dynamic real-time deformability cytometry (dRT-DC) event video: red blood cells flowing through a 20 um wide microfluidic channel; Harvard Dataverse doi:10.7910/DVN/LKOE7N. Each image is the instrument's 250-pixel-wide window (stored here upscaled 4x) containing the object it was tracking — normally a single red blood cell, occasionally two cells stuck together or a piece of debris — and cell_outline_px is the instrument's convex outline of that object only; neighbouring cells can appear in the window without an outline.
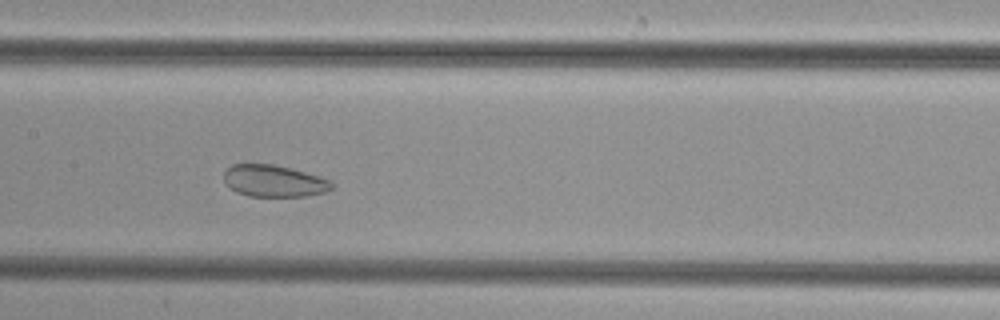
{"species": "common noctule bat (a hibernating species)", "species_latin": "Nyctalus noctula", "temperature_condition": "cold", "stored_images_in_passage": 34, "camera_frame_rate_fps": 3000, "um_per_image_px": 0.085, "animal": {"sex": "female", "body_mass_g": 29.2, "forearm_length_mm": 56.3}, "frame": {"image": 1, "passage_image": 9, "time_ms": 2.667, "image_size_px": [1000, 320], "cell_outline_px": [[332, 188], [324, 192], [304, 196], [248, 196], [236, 192], [228, 188], [224, 184], [224, 172], [232, 164], [272, 164], [292, 168], [320, 176], [332, 180]], "centroid_in_image_um": [23.25, 15.38], "position_along_channel_um": 184.1, "area_um2": 20.17}}
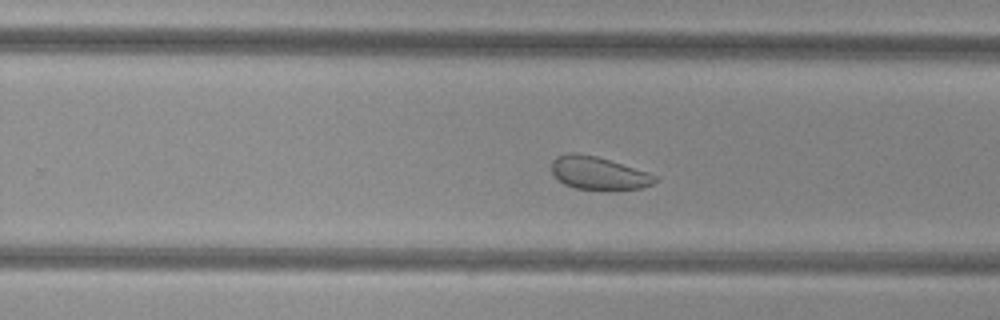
{"frame": {"image": 2, "passage_image": 16, "time_ms": 5.0, "image_size_px": [1000, 320], "cell_outline_px": [[660, 180], [652, 184], [640, 188], [608, 192], [576, 188], [564, 184], [552, 172], [552, 160], [556, 156], [572, 152], [576, 152], [596, 156], [648, 172], [656, 176]], "centroid_in_image_um": [50.9, 14.74], "position_along_channel_um": 278.9, "area_um2": 20.23}}
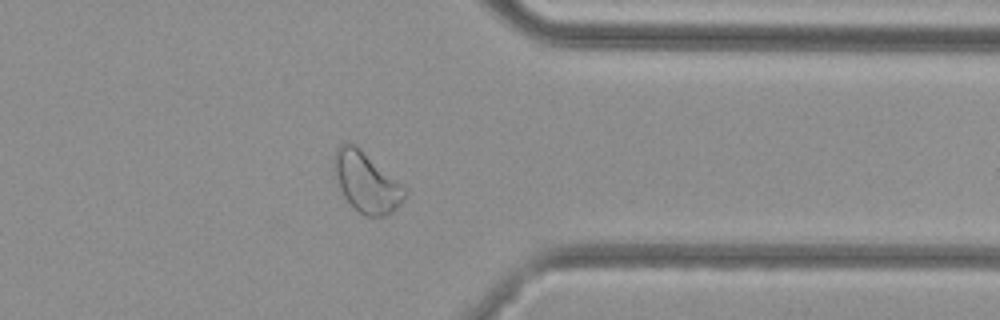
{"frame": {"image": 3, "passage_image": 24, "time_ms": 7.667, "image_size_px": [1000, 320], "cell_outline_px": [[408, 192], [404, 200], [392, 212], [384, 216], [368, 216], [360, 212], [344, 196], [340, 188], [332, 164], [336, 148], [344, 140], [356, 144], [400, 184]], "centroid_in_image_um": [31.11, 15.44], "position_along_channel_um": 380.3, "area_um2": 24.39}}